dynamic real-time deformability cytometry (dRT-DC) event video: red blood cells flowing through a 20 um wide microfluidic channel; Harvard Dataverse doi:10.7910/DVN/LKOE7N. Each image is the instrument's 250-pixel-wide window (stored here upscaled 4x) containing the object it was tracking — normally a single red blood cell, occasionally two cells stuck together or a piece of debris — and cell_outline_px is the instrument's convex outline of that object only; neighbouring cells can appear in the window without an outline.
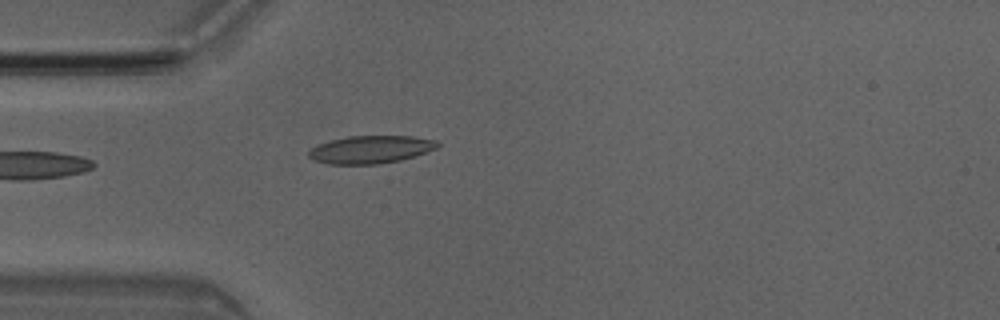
{"species": "Egyptian fruit bat (a non-hibernating species)", "species_latin": "Rousettus aegyptiacus", "temperature_condition": "room temperature", "stored_images_in_passage": 5, "camera_frame_rate_fps": 3000, "um_per_image_px": 0.085, "animal": {"sex": "male"}, "frame": {"image": 1, "passage_image": 5, "time_ms": 1.333, "image_size_px": [1000, 320], "cell_outline_px": [[440, 144], [436, 148], [400, 160], [376, 164], [328, 164], [312, 160], [308, 156], [308, 152], [312, 148], [320, 144], [332, 140], [348, 136], [412, 136], [436, 140]], "centroid_in_image_um": [31.48, 12.71], "position_along_channel_um": 53.5, "area_um2": 20.58}}